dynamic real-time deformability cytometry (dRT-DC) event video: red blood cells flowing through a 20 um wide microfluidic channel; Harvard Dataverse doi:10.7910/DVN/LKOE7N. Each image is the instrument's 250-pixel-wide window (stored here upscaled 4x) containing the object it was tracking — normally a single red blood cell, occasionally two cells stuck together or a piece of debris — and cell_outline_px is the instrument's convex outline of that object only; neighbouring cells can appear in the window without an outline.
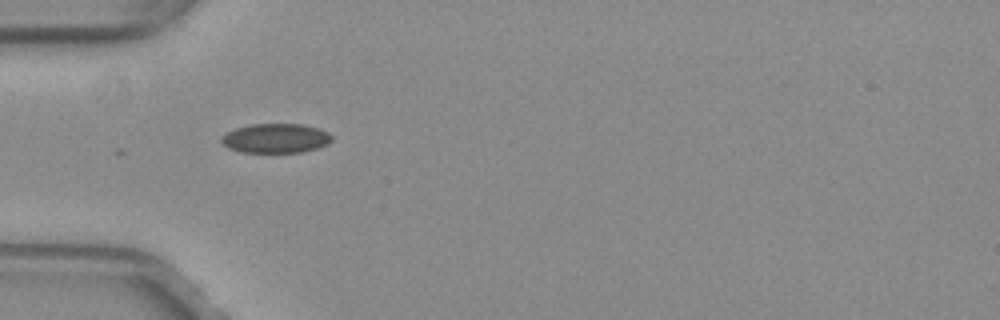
{"species": "common noctule bat (a hibernating species)", "species_latin": "Nyctalus noctula", "temperature_condition": "warm", "stored_images_in_passage": 4, "camera_frame_rate_fps": 3000, "um_per_image_px": 0.085, "animal": {"sex": "female", "body_mass_g": 29.2, "forearm_length_mm": 56.3}, "frame": {"image": 1, "passage_image": 1, "time_ms": 0.0, "image_size_px": [1000, 320], "cell_outline_px": [[332, 140], [328, 144], [316, 148], [300, 152], [240, 152], [228, 148], [220, 140], [220, 136], [236, 128], [252, 124], [304, 124], [320, 128], [328, 132], [332, 136]], "centroid_in_image_um": [23.44, 11.74], "position_along_channel_um": 61.6, "area_um2": 18.96}}
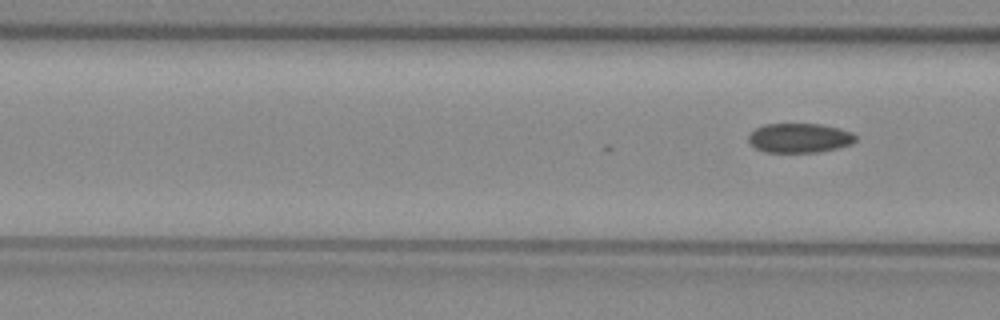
{"frame": {"image": 2, "passage_image": 4, "time_ms": 1.0, "image_size_px": [1000, 320], "cell_outline_px": [[856, 140], [852, 144], [820, 152], [764, 152], [756, 148], [748, 140], [748, 136], [756, 128], [764, 124], [820, 124], [840, 128], [852, 132], [856, 136]], "centroid_in_image_um": [67.98, 11.72], "position_along_channel_um": 98.6, "area_um2": 18.38}}